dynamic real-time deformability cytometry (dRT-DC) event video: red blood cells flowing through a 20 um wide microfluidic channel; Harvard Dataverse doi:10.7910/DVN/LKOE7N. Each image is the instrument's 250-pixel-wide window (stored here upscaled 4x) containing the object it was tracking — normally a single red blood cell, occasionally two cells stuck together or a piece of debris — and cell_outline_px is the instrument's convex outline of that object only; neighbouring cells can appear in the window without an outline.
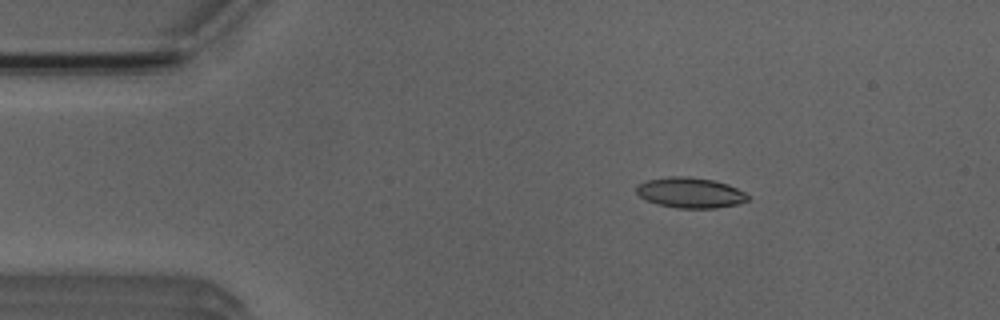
{"species": "Egyptian fruit bat (a non-hibernating species)", "species_latin": "Rousettus aegyptiacus", "temperature_condition": "room temperature", "stored_images_in_passage": 7, "camera_frame_rate_fps": 3000, "um_per_image_px": 0.085, "animal": {"sex": "male"}, "frame": {"image": 1, "passage_image": 3, "time_ms": 2.333, "image_size_px": [1000, 320], "cell_outline_px": [[748, 200], [740, 204], [716, 208], [676, 208], [656, 204], [640, 196], [636, 192], [636, 184], [648, 180], [668, 176], [688, 176], [712, 180], [728, 184], [744, 192], [748, 196]], "centroid_in_image_um": [58.66, 16.38], "position_along_channel_um": 26.3, "area_um2": 19.83}}
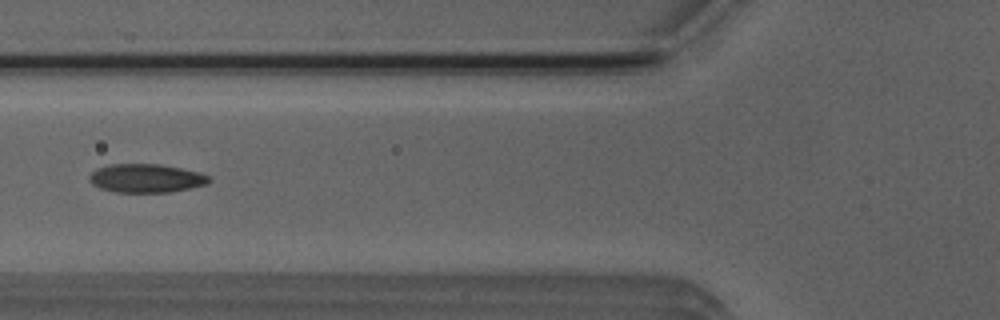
{"frame": {"image": 2, "passage_image": 6, "time_ms": 6.0, "image_size_px": [1000, 320], "cell_outline_px": [[212, 180], [208, 184], [168, 192], [112, 192], [100, 188], [92, 184], [88, 180], [88, 176], [96, 168], [112, 164], [160, 164], [200, 172], [208, 176]], "centroid_in_image_um": [12.39, 15.15], "position_along_channel_um": 113.4, "area_um2": 20.0}}